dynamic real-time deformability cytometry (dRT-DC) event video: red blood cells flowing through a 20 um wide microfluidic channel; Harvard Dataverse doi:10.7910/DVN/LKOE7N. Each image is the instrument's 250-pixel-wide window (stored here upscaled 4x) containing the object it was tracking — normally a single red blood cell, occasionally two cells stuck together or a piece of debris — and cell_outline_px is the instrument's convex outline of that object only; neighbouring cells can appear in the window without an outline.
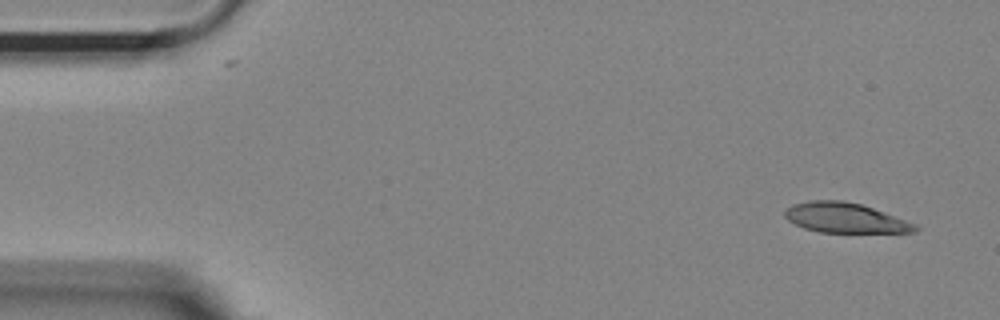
{"species": "Egyptian fruit bat (a non-hibernating species)", "species_latin": "Rousettus aegyptiacus", "temperature_condition": "room temperature", "stored_images_in_passage": 51, "camera_frame_rate_fps": 3000, "um_per_image_px": 0.085, "animal": {"sex": "female"}, "frame": {"image": 1, "passage_image": 1, "time_ms": 0.0, "image_size_px": [1000, 320], "cell_outline_px": [[920, 228], [916, 232], [820, 232], [804, 228], [788, 220], [784, 216], [784, 212], [792, 204], [808, 200], [840, 200], [860, 204], [872, 208], [916, 224]], "centroid_in_image_um": [71.81, 18.51], "position_along_channel_um": 13.2, "area_um2": 22.48}}
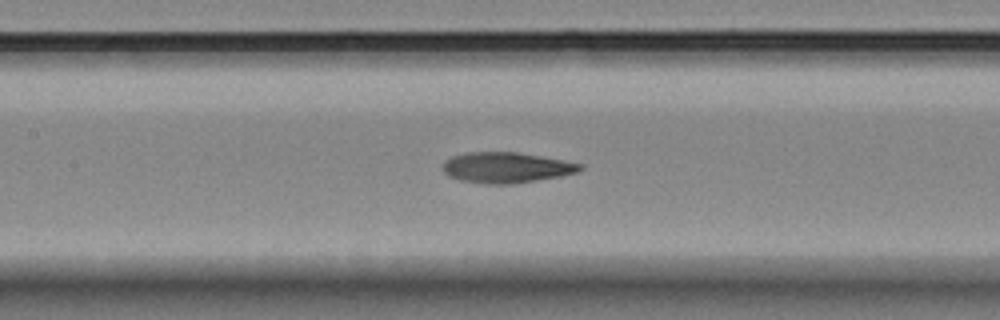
{"frame": {"image": 2, "passage_image": 22, "time_ms": 7.0, "image_size_px": [1000, 320], "cell_outline_px": [[584, 168], [576, 172], [560, 176], [512, 184], [488, 184], [460, 180], [448, 176], [444, 172], [444, 160], [452, 156], [464, 152], [516, 152], [540, 156], [584, 164]], "centroid_in_image_um": [43.02, 14.24], "position_along_channel_um": 164.4, "area_um2": 24.39}}
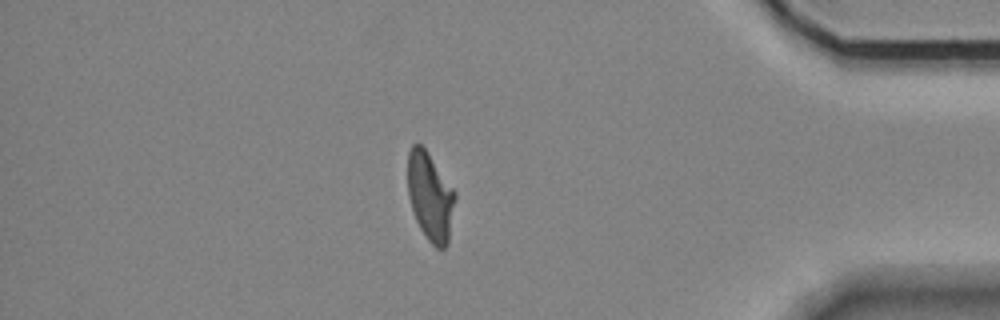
{"frame": {"image": 3, "passage_image": 44, "time_ms": 14.333, "image_size_px": [1000, 320], "cell_outline_px": [[456, 200], [448, 244], [444, 248], [436, 248], [428, 240], [420, 228], [416, 220], [408, 196], [408, 152], [412, 144], [420, 144], [424, 148], [456, 192]], "centroid_in_image_um": [36.58, 16.73], "position_along_channel_um": 398.6, "area_um2": 24.28}, "authors_computed_cell_mechanics": {"area_um2": 24.4494, "velocity_mm_per_s": 3.6728, "shape_relaxation_time_tau1_ms": 8.7877, "shape_relaxation_time_tau2_ms": 2.6102, "deformation_change_tau1": 0.2508, "deformation_change_tau2": 0.092}}